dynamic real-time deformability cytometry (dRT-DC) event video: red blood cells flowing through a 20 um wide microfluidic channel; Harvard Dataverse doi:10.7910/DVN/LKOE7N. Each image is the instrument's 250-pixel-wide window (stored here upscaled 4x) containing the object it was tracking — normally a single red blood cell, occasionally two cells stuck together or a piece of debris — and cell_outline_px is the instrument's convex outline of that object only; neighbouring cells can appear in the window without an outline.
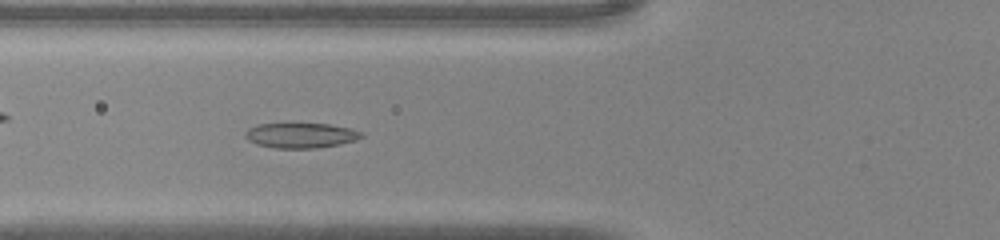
{"species": "common noctule bat (a hibernating species)", "species_latin": "Nyctalus noctula", "temperature_condition": "warm", "stored_images_in_passage": 41, "camera_frame_rate_fps": 3000, "um_per_image_px": 0.085, "animal": {"sex": "male", "body_mass_g": 20.0, "forearm_length_mm": 53.3}, "frame": {"image": 1, "passage_image": 13, "time_ms": 4.0, "image_size_px": [1000, 240], "cell_outline_px": [[364, 136], [356, 140], [316, 148], [276, 148], [256, 144], [248, 140], [244, 136], [244, 132], [248, 128], [256, 124], [328, 124], [352, 128], [364, 132]], "centroid_in_image_um": [25.56, 11.5], "position_along_channel_um": 100.2, "area_um2": 16.99}}
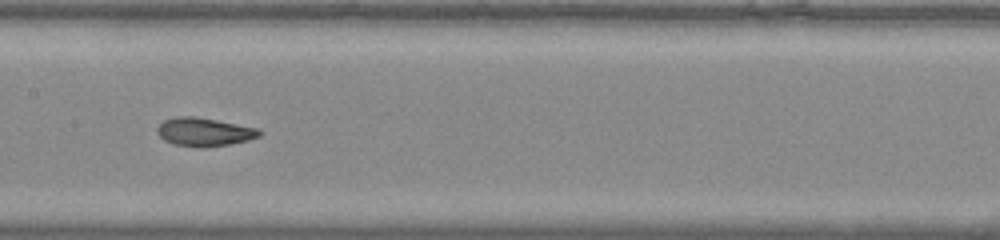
{"frame": {"image": 2, "passage_image": 19, "time_ms": 6.0, "image_size_px": [1000, 240], "cell_outline_px": [[264, 132], [260, 136], [248, 140], [228, 144], [172, 144], [164, 140], [156, 132], [156, 128], [164, 120], [176, 116], [196, 116], [260, 128]], "centroid_in_image_um": [17.39, 11.15], "position_along_channel_um": 190.0, "area_um2": 16.36}}
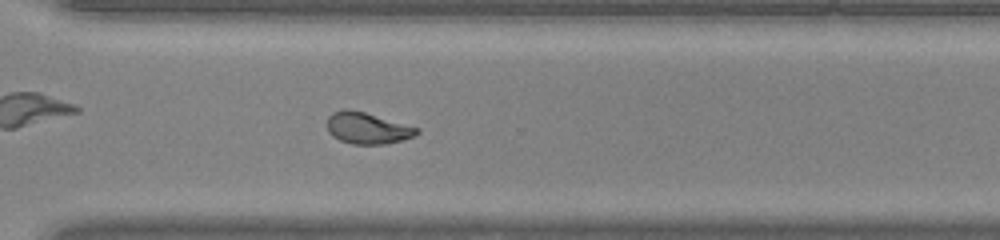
{"frame": {"image": 3, "passage_image": 29, "time_ms": 9.333, "image_size_px": [1000, 240], "cell_outline_px": [[420, 132], [416, 136], [384, 144], [352, 144], [340, 140], [332, 136], [328, 132], [328, 116], [332, 112], [344, 108], [348, 108], [364, 112], [420, 128]], "centroid_in_image_um": [31.22, 10.88], "position_along_channel_um": 339.4, "area_um2": 16.47}}